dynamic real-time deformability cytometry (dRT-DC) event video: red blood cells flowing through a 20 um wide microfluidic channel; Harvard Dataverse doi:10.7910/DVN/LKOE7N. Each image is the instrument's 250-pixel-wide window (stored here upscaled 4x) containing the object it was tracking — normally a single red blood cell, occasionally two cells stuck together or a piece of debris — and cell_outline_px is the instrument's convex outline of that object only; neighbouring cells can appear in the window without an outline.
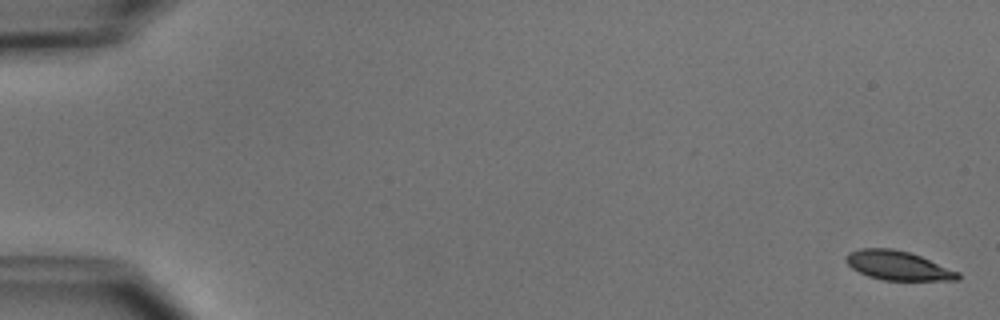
{"species": "common noctule bat (a hibernating species)", "species_latin": "Nyctalus noctula", "temperature_condition": "cold", "stored_images_in_passage": 6, "camera_frame_rate_fps": 3000, "um_per_image_px": 0.085, "animal": {"sex": "male", "body_mass_g": 15.6}, "frame": {"image": 1, "passage_image": 1, "time_ms": 0.0, "image_size_px": [1000, 320], "cell_outline_px": [[960, 280], [884, 280], [868, 276], [852, 268], [844, 260], [844, 256], [848, 252], [860, 248], [892, 248], [908, 252], [920, 256], [960, 272]], "centroid_in_image_um": [76.3, 22.56], "position_along_channel_um": 8.7, "area_um2": 19.02}}
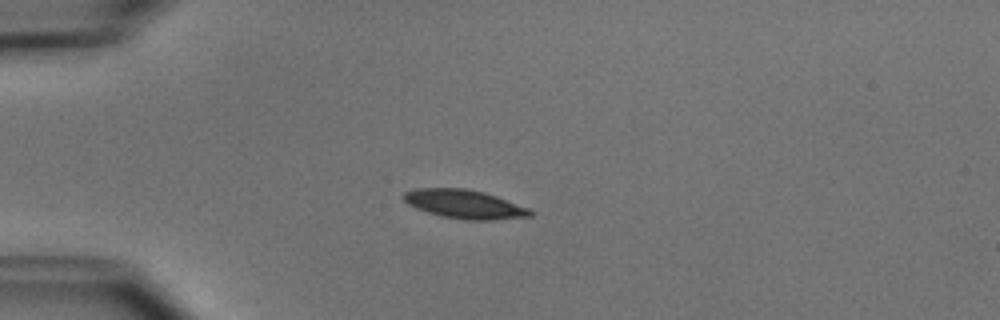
{"frame": {"image": 2, "passage_image": 4, "time_ms": 4.333, "image_size_px": [1000, 320], "cell_outline_px": [[536, 212], [532, 216], [492, 220], [464, 220], [440, 216], [416, 208], [408, 204], [400, 196], [404, 192], [416, 188], [464, 188], [484, 192], [496, 196], [528, 208]], "centroid_in_image_um": [39.46, 17.36], "position_along_channel_um": 45.5, "area_um2": 21.33}}